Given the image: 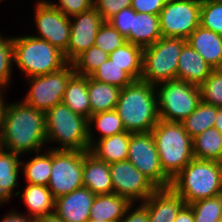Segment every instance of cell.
Instances as JSON below:
<instances>
[{
	"mask_svg": "<svg viewBox=\"0 0 222 222\" xmlns=\"http://www.w3.org/2000/svg\"><path fill=\"white\" fill-rule=\"evenodd\" d=\"M45 113L22 102L5 104L0 148L20 155L39 150L46 139Z\"/></svg>",
	"mask_w": 222,
	"mask_h": 222,
	"instance_id": "6da1fadb",
	"label": "cell"
},
{
	"mask_svg": "<svg viewBox=\"0 0 222 222\" xmlns=\"http://www.w3.org/2000/svg\"><path fill=\"white\" fill-rule=\"evenodd\" d=\"M155 89L149 82L136 80L120 90L115 111L127 132H151L157 125L160 118Z\"/></svg>",
	"mask_w": 222,
	"mask_h": 222,
	"instance_id": "7a4b0ae2",
	"label": "cell"
},
{
	"mask_svg": "<svg viewBox=\"0 0 222 222\" xmlns=\"http://www.w3.org/2000/svg\"><path fill=\"white\" fill-rule=\"evenodd\" d=\"M171 187L189 205L222 194V162L193 158L173 179Z\"/></svg>",
	"mask_w": 222,
	"mask_h": 222,
	"instance_id": "3957f363",
	"label": "cell"
},
{
	"mask_svg": "<svg viewBox=\"0 0 222 222\" xmlns=\"http://www.w3.org/2000/svg\"><path fill=\"white\" fill-rule=\"evenodd\" d=\"M161 168L172 180L193 158V139L181 122L159 120L151 130Z\"/></svg>",
	"mask_w": 222,
	"mask_h": 222,
	"instance_id": "277c9868",
	"label": "cell"
},
{
	"mask_svg": "<svg viewBox=\"0 0 222 222\" xmlns=\"http://www.w3.org/2000/svg\"><path fill=\"white\" fill-rule=\"evenodd\" d=\"M45 122L47 141L61 144L53 150L89 151V122L84 116L60 103L45 113Z\"/></svg>",
	"mask_w": 222,
	"mask_h": 222,
	"instance_id": "5b68a950",
	"label": "cell"
},
{
	"mask_svg": "<svg viewBox=\"0 0 222 222\" xmlns=\"http://www.w3.org/2000/svg\"><path fill=\"white\" fill-rule=\"evenodd\" d=\"M13 55L17 67L28 77L53 73L68 64L62 51L32 35L13 38Z\"/></svg>",
	"mask_w": 222,
	"mask_h": 222,
	"instance_id": "8992f818",
	"label": "cell"
},
{
	"mask_svg": "<svg viewBox=\"0 0 222 222\" xmlns=\"http://www.w3.org/2000/svg\"><path fill=\"white\" fill-rule=\"evenodd\" d=\"M186 39L161 37L153 45L143 48L140 80L159 86L158 83L177 79L178 58Z\"/></svg>",
	"mask_w": 222,
	"mask_h": 222,
	"instance_id": "52a82bcc",
	"label": "cell"
},
{
	"mask_svg": "<svg viewBox=\"0 0 222 222\" xmlns=\"http://www.w3.org/2000/svg\"><path fill=\"white\" fill-rule=\"evenodd\" d=\"M158 84H161L160 89L156 90L160 120L182 122L201 102V90L198 85L178 79Z\"/></svg>",
	"mask_w": 222,
	"mask_h": 222,
	"instance_id": "ba28073f",
	"label": "cell"
},
{
	"mask_svg": "<svg viewBox=\"0 0 222 222\" xmlns=\"http://www.w3.org/2000/svg\"><path fill=\"white\" fill-rule=\"evenodd\" d=\"M84 151L52 149V168L48 188L54 198L83 187Z\"/></svg>",
	"mask_w": 222,
	"mask_h": 222,
	"instance_id": "9c48e42d",
	"label": "cell"
},
{
	"mask_svg": "<svg viewBox=\"0 0 222 222\" xmlns=\"http://www.w3.org/2000/svg\"><path fill=\"white\" fill-rule=\"evenodd\" d=\"M75 74L72 63L59 71L29 77L30 91L24 103L46 113L50 108L62 103L69 79Z\"/></svg>",
	"mask_w": 222,
	"mask_h": 222,
	"instance_id": "30bf717a",
	"label": "cell"
},
{
	"mask_svg": "<svg viewBox=\"0 0 222 222\" xmlns=\"http://www.w3.org/2000/svg\"><path fill=\"white\" fill-rule=\"evenodd\" d=\"M200 0H167L159 13L162 37L187 39L200 25Z\"/></svg>",
	"mask_w": 222,
	"mask_h": 222,
	"instance_id": "8fae6325",
	"label": "cell"
},
{
	"mask_svg": "<svg viewBox=\"0 0 222 222\" xmlns=\"http://www.w3.org/2000/svg\"><path fill=\"white\" fill-rule=\"evenodd\" d=\"M127 160L158 188L171 186L172 180L161 168L156 143L151 132L131 133Z\"/></svg>",
	"mask_w": 222,
	"mask_h": 222,
	"instance_id": "7c38bea8",
	"label": "cell"
},
{
	"mask_svg": "<svg viewBox=\"0 0 222 222\" xmlns=\"http://www.w3.org/2000/svg\"><path fill=\"white\" fill-rule=\"evenodd\" d=\"M113 192L127 198L131 203L142 200V203L158 187L143 175L129 160L109 164Z\"/></svg>",
	"mask_w": 222,
	"mask_h": 222,
	"instance_id": "4fadbf2b",
	"label": "cell"
},
{
	"mask_svg": "<svg viewBox=\"0 0 222 222\" xmlns=\"http://www.w3.org/2000/svg\"><path fill=\"white\" fill-rule=\"evenodd\" d=\"M35 24L40 33L34 36L49 42L64 53L70 40V17L45 1H39L35 8Z\"/></svg>",
	"mask_w": 222,
	"mask_h": 222,
	"instance_id": "5bb4252c",
	"label": "cell"
},
{
	"mask_svg": "<svg viewBox=\"0 0 222 222\" xmlns=\"http://www.w3.org/2000/svg\"><path fill=\"white\" fill-rule=\"evenodd\" d=\"M72 17L75 20L70 19V40L66 49L68 63H72L80 54L95 45L98 30L104 22L94 7Z\"/></svg>",
	"mask_w": 222,
	"mask_h": 222,
	"instance_id": "9a60e30c",
	"label": "cell"
},
{
	"mask_svg": "<svg viewBox=\"0 0 222 222\" xmlns=\"http://www.w3.org/2000/svg\"><path fill=\"white\" fill-rule=\"evenodd\" d=\"M95 194L87 187L55 198L54 212L63 222H88Z\"/></svg>",
	"mask_w": 222,
	"mask_h": 222,
	"instance_id": "2e32d148",
	"label": "cell"
},
{
	"mask_svg": "<svg viewBox=\"0 0 222 222\" xmlns=\"http://www.w3.org/2000/svg\"><path fill=\"white\" fill-rule=\"evenodd\" d=\"M142 204L147 208L149 222H174L185 201L170 186L158 188Z\"/></svg>",
	"mask_w": 222,
	"mask_h": 222,
	"instance_id": "e0dca14e",
	"label": "cell"
},
{
	"mask_svg": "<svg viewBox=\"0 0 222 222\" xmlns=\"http://www.w3.org/2000/svg\"><path fill=\"white\" fill-rule=\"evenodd\" d=\"M83 187L95 195L113 193V183L109 164L97 159L89 151H84Z\"/></svg>",
	"mask_w": 222,
	"mask_h": 222,
	"instance_id": "ac0fdd59",
	"label": "cell"
},
{
	"mask_svg": "<svg viewBox=\"0 0 222 222\" xmlns=\"http://www.w3.org/2000/svg\"><path fill=\"white\" fill-rule=\"evenodd\" d=\"M186 40L214 70L222 67V35L199 25Z\"/></svg>",
	"mask_w": 222,
	"mask_h": 222,
	"instance_id": "d6986e66",
	"label": "cell"
},
{
	"mask_svg": "<svg viewBox=\"0 0 222 222\" xmlns=\"http://www.w3.org/2000/svg\"><path fill=\"white\" fill-rule=\"evenodd\" d=\"M214 69L188 42L178 58L177 79L200 86Z\"/></svg>",
	"mask_w": 222,
	"mask_h": 222,
	"instance_id": "ffe728a7",
	"label": "cell"
},
{
	"mask_svg": "<svg viewBox=\"0 0 222 222\" xmlns=\"http://www.w3.org/2000/svg\"><path fill=\"white\" fill-rule=\"evenodd\" d=\"M161 37L159 15L136 13L132 9L131 30L126 36L127 42L146 48Z\"/></svg>",
	"mask_w": 222,
	"mask_h": 222,
	"instance_id": "44dd1931",
	"label": "cell"
},
{
	"mask_svg": "<svg viewBox=\"0 0 222 222\" xmlns=\"http://www.w3.org/2000/svg\"><path fill=\"white\" fill-rule=\"evenodd\" d=\"M133 203L118 194H99L95 196L90 209V219L119 222L129 213Z\"/></svg>",
	"mask_w": 222,
	"mask_h": 222,
	"instance_id": "7402d4cb",
	"label": "cell"
},
{
	"mask_svg": "<svg viewBox=\"0 0 222 222\" xmlns=\"http://www.w3.org/2000/svg\"><path fill=\"white\" fill-rule=\"evenodd\" d=\"M130 136L131 133L126 131L94 140L96 143L90 147L89 152L107 164L125 161L128 158Z\"/></svg>",
	"mask_w": 222,
	"mask_h": 222,
	"instance_id": "603a6c76",
	"label": "cell"
},
{
	"mask_svg": "<svg viewBox=\"0 0 222 222\" xmlns=\"http://www.w3.org/2000/svg\"><path fill=\"white\" fill-rule=\"evenodd\" d=\"M62 103L73 112L89 119L91 106L89 102L88 77L74 74L68 81Z\"/></svg>",
	"mask_w": 222,
	"mask_h": 222,
	"instance_id": "cb8c5ba5",
	"label": "cell"
},
{
	"mask_svg": "<svg viewBox=\"0 0 222 222\" xmlns=\"http://www.w3.org/2000/svg\"><path fill=\"white\" fill-rule=\"evenodd\" d=\"M18 157V154L0 148V206L10 200L13 189L18 186V173L22 165Z\"/></svg>",
	"mask_w": 222,
	"mask_h": 222,
	"instance_id": "d4e9b609",
	"label": "cell"
},
{
	"mask_svg": "<svg viewBox=\"0 0 222 222\" xmlns=\"http://www.w3.org/2000/svg\"><path fill=\"white\" fill-rule=\"evenodd\" d=\"M120 90L121 89L117 86L99 82L89 76L88 92L91 115L115 110Z\"/></svg>",
	"mask_w": 222,
	"mask_h": 222,
	"instance_id": "484cf974",
	"label": "cell"
},
{
	"mask_svg": "<svg viewBox=\"0 0 222 222\" xmlns=\"http://www.w3.org/2000/svg\"><path fill=\"white\" fill-rule=\"evenodd\" d=\"M109 59L121 67L134 81L142 75L143 48L126 42L109 54Z\"/></svg>",
	"mask_w": 222,
	"mask_h": 222,
	"instance_id": "4316f807",
	"label": "cell"
},
{
	"mask_svg": "<svg viewBox=\"0 0 222 222\" xmlns=\"http://www.w3.org/2000/svg\"><path fill=\"white\" fill-rule=\"evenodd\" d=\"M21 198L33 218L54 212L55 198L47 186L28 183Z\"/></svg>",
	"mask_w": 222,
	"mask_h": 222,
	"instance_id": "83f0119b",
	"label": "cell"
},
{
	"mask_svg": "<svg viewBox=\"0 0 222 222\" xmlns=\"http://www.w3.org/2000/svg\"><path fill=\"white\" fill-rule=\"evenodd\" d=\"M195 159L222 162V134L215 128H208L193 138Z\"/></svg>",
	"mask_w": 222,
	"mask_h": 222,
	"instance_id": "f1b7e54d",
	"label": "cell"
},
{
	"mask_svg": "<svg viewBox=\"0 0 222 222\" xmlns=\"http://www.w3.org/2000/svg\"><path fill=\"white\" fill-rule=\"evenodd\" d=\"M218 107L200 102L194 112L185 118L181 124L186 132L193 139L208 128L215 125Z\"/></svg>",
	"mask_w": 222,
	"mask_h": 222,
	"instance_id": "f546056e",
	"label": "cell"
},
{
	"mask_svg": "<svg viewBox=\"0 0 222 222\" xmlns=\"http://www.w3.org/2000/svg\"><path fill=\"white\" fill-rule=\"evenodd\" d=\"M46 153L38 154L29 162L23 164L22 170L29 184L48 186L52 168V149L50 148Z\"/></svg>",
	"mask_w": 222,
	"mask_h": 222,
	"instance_id": "4dcf8cb0",
	"label": "cell"
},
{
	"mask_svg": "<svg viewBox=\"0 0 222 222\" xmlns=\"http://www.w3.org/2000/svg\"><path fill=\"white\" fill-rule=\"evenodd\" d=\"M88 122H89L88 139L90 142V147L95 143L93 142L94 138L91 132L92 129L90 128L93 122L96 124L98 130L102 133L99 139L120 134L122 132H126L122 119L119 117V115L115 110L95 113L90 116Z\"/></svg>",
	"mask_w": 222,
	"mask_h": 222,
	"instance_id": "1f68e13d",
	"label": "cell"
},
{
	"mask_svg": "<svg viewBox=\"0 0 222 222\" xmlns=\"http://www.w3.org/2000/svg\"><path fill=\"white\" fill-rule=\"evenodd\" d=\"M109 58V54L95 45L80 54L73 62L74 72L80 76H91Z\"/></svg>",
	"mask_w": 222,
	"mask_h": 222,
	"instance_id": "d6a6232c",
	"label": "cell"
},
{
	"mask_svg": "<svg viewBox=\"0 0 222 222\" xmlns=\"http://www.w3.org/2000/svg\"><path fill=\"white\" fill-rule=\"evenodd\" d=\"M90 77L99 82L117 86L120 89L134 81L121 67L110 61L109 58Z\"/></svg>",
	"mask_w": 222,
	"mask_h": 222,
	"instance_id": "836d02e7",
	"label": "cell"
},
{
	"mask_svg": "<svg viewBox=\"0 0 222 222\" xmlns=\"http://www.w3.org/2000/svg\"><path fill=\"white\" fill-rule=\"evenodd\" d=\"M189 205L193 209L195 222H216L222 217V194L198 200Z\"/></svg>",
	"mask_w": 222,
	"mask_h": 222,
	"instance_id": "e575fe53",
	"label": "cell"
},
{
	"mask_svg": "<svg viewBox=\"0 0 222 222\" xmlns=\"http://www.w3.org/2000/svg\"><path fill=\"white\" fill-rule=\"evenodd\" d=\"M200 25L222 35V0H202Z\"/></svg>",
	"mask_w": 222,
	"mask_h": 222,
	"instance_id": "d590c367",
	"label": "cell"
},
{
	"mask_svg": "<svg viewBox=\"0 0 222 222\" xmlns=\"http://www.w3.org/2000/svg\"><path fill=\"white\" fill-rule=\"evenodd\" d=\"M199 87L202 102L222 107V72L219 69L213 70Z\"/></svg>",
	"mask_w": 222,
	"mask_h": 222,
	"instance_id": "8d00e7d4",
	"label": "cell"
},
{
	"mask_svg": "<svg viewBox=\"0 0 222 222\" xmlns=\"http://www.w3.org/2000/svg\"><path fill=\"white\" fill-rule=\"evenodd\" d=\"M127 42L126 37L120 34L108 21L100 26L95 38V46L110 54Z\"/></svg>",
	"mask_w": 222,
	"mask_h": 222,
	"instance_id": "74e56055",
	"label": "cell"
},
{
	"mask_svg": "<svg viewBox=\"0 0 222 222\" xmlns=\"http://www.w3.org/2000/svg\"><path fill=\"white\" fill-rule=\"evenodd\" d=\"M13 62V38L4 39L0 36V89L9 84Z\"/></svg>",
	"mask_w": 222,
	"mask_h": 222,
	"instance_id": "f35d334b",
	"label": "cell"
},
{
	"mask_svg": "<svg viewBox=\"0 0 222 222\" xmlns=\"http://www.w3.org/2000/svg\"><path fill=\"white\" fill-rule=\"evenodd\" d=\"M93 7L104 21H108L122 9L131 7V0H94Z\"/></svg>",
	"mask_w": 222,
	"mask_h": 222,
	"instance_id": "ab89813d",
	"label": "cell"
},
{
	"mask_svg": "<svg viewBox=\"0 0 222 222\" xmlns=\"http://www.w3.org/2000/svg\"><path fill=\"white\" fill-rule=\"evenodd\" d=\"M44 1L63 12L66 16L71 17L90 10L93 7L94 0H59L60 5Z\"/></svg>",
	"mask_w": 222,
	"mask_h": 222,
	"instance_id": "60d3db41",
	"label": "cell"
},
{
	"mask_svg": "<svg viewBox=\"0 0 222 222\" xmlns=\"http://www.w3.org/2000/svg\"><path fill=\"white\" fill-rule=\"evenodd\" d=\"M108 22L124 37H126L131 30L132 23V8L128 7L122 9L115 14Z\"/></svg>",
	"mask_w": 222,
	"mask_h": 222,
	"instance_id": "b9f144b4",
	"label": "cell"
},
{
	"mask_svg": "<svg viewBox=\"0 0 222 222\" xmlns=\"http://www.w3.org/2000/svg\"><path fill=\"white\" fill-rule=\"evenodd\" d=\"M167 0H131V8L136 13L159 15Z\"/></svg>",
	"mask_w": 222,
	"mask_h": 222,
	"instance_id": "7bdbcfd3",
	"label": "cell"
},
{
	"mask_svg": "<svg viewBox=\"0 0 222 222\" xmlns=\"http://www.w3.org/2000/svg\"><path fill=\"white\" fill-rule=\"evenodd\" d=\"M119 222H149L147 208L141 204L127 216H123Z\"/></svg>",
	"mask_w": 222,
	"mask_h": 222,
	"instance_id": "ee69618b",
	"label": "cell"
},
{
	"mask_svg": "<svg viewBox=\"0 0 222 222\" xmlns=\"http://www.w3.org/2000/svg\"><path fill=\"white\" fill-rule=\"evenodd\" d=\"M174 222H195L191 206L185 204L178 212Z\"/></svg>",
	"mask_w": 222,
	"mask_h": 222,
	"instance_id": "f6af8a7d",
	"label": "cell"
},
{
	"mask_svg": "<svg viewBox=\"0 0 222 222\" xmlns=\"http://www.w3.org/2000/svg\"><path fill=\"white\" fill-rule=\"evenodd\" d=\"M1 222H35V218L27 216H23L21 214H18V212H9L7 216L1 220Z\"/></svg>",
	"mask_w": 222,
	"mask_h": 222,
	"instance_id": "bcb514c9",
	"label": "cell"
},
{
	"mask_svg": "<svg viewBox=\"0 0 222 222\" xmlns=\"http://www.w3.org/2000/svg\"><path fill=\"white\" fill-rule=\"evenodd\" d=\"M35 222H63V221L55 212H53L48 215L36 217Z\"/></svg>",
	"mask_w": 222,
	"mask_h": 222,
	"instance_id": "7dc6e473",
	"label": "cell"
},
{
	"mask_svg": "<svg viewBox=\"0 0 222 222\" xmlns=\"http://www.w3.org/2000/svg\"><path fill=\"white\" fill-rule=\"evenodd\" d=\"M2 89L0 90V140H1V135H2V124H3V114H4V107H5V103L3 100V93H2Z\"/></svg>",
	"mask_w": 222,
	"mask_h": 222,
	"instance_id": "c3c4849f",
	"label": "cell"
},
{
	"mask_svg": "<svg viewBox=\"0 0 222 222\" xmlns=\"http://www.w3.org/2000/svg\"><path fill=\"white\" fill-rule=\"evenodd\" d=\"M214 127L222 134V107H218V113Z\"/></svg>",
	"mask_w": 222,
	"mask_h": 222,
	"instance_id": "681fc988",
	"label": "cell"
},
{
	"mask_svg": "<svg viewBox=\"0 0 222 222\" xmlns=\"http://www.w3.org/2000/svg\"><path fill=\"white\" fill-rule=\"evenodd\" d=\"M88 222H109V221H105V220H95V219H89Z\"/></svg>",
	"mask_w": 222,
	"mask_h": 222,
	"instance_id": "f907efd6",
	"label": "cell"
},
{
	"mask_svg": "<svg viewBox=\"0 0 222 222\" xmlns=\"http://www.w3.org/2000/svg\"><path fill=\"white\" fill-rule=\"evenodd\" d=\"M216 222H222V217L220 219H218Z\"/></svg>",
	"mask_w": 222,
	"mask_h": 222,
	"instance_id": "816d5d0a",
	"label": "cell"
}]
</instances>
